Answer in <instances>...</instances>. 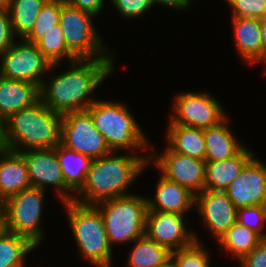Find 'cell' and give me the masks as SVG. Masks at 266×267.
<instances>
[{
	"label": "cell",
	"mask_w": 266,
	"mask_h": 267,
	"mask_svg": "<svg viewBox=\"0 0 266 267\" xmlns=\"http://www.w3.org/2000/svg\"><path fill=\"white\" fill-rule=\"evenodd\" d=\"M226 117L218 125L203 129L206 162L222 161L235 156L244 146L238 143L226 125Z\"/></svg>",
	"instance_id": "22"
},
{
	"label": "cell",
	"mask_w": 266,
	"mask_h": 267,
	"mask_svg": "<svg viewBox=\"0 0 266 267\" xmlns=\"http://www.w3.org/2000/svg\"><path fill=\"white\" fill-rule=\"evenodd\" d=\"M64 204L81 254L96 267H110L112 248L99 210L94 205H84L75 201Z\"/></svg>",
	"instance_id": "4"
},
{
	"label": "cell",
	"mask_w": 266,
	"mask_h": 267,
	"mask_svg": "<svg viewBox=\"0 0 266 267\" xmlns=\"http://www.w3.org/2000/svg\"><path fill=\"white\" fill-rule=\"evenodd\" d=\"M37 247L29 238L7 231L0 237V267L25 266L24 257Z\"/></svg>",
	"instance_id": "28"
},
{
	"label": "cell",
	"mask_w": 266,
	"mask_h": 267,
	"mask_svg": "<svg viewBox=\"0 0 266 267\" xmlns=\"http://www.w3.org/2000/svg\"><path fill=\"white\" fill-rule=\"evenodd\" d=\"M71 69L40 86V100L61 115L86 111L95 101L89 94L114 70L112 58L77 59ZM85 99V100H84Z\"/></svg>",
	"instance_id": "1"
},
{
	"label": "cell",
	"mask_w": 266,
	"mask_h": 267,
	"mask_svg": "<svg viewBox=\"0 0 266 267\" xmlns=\"http://www.w3.org/2000/svg\"><path fill=\"white\" fill-rule=\"evenodd\" d=\"M195 205L217 239L236 223L237 208L225 191L204 189L195 196Z\"/></svg>",
	"instance_id": "16"
},
{
	"label": "cell",
	"mask_w": 266,
	"mask_h": 267,
	"mask_svg": "<svg viewBox=\"0 0 266 267\" xmlns=\"http://www.w3.org/2000/svg\"><path fill=\"white\" fill-rule=\"evenodd\" d=\"M27 164L28 175L32 187L45 190V186L50 184L57 187V192L63 202L74 201L75 195L67 194L71 190L66 186L61 167L56 156V147L50 149H21ZM60 190H64L63 193Z\"/></svg>",
	"instance_id": "12"
},
{
	"label": "cell",
	"mask_w": 266,
	"mask_h": 267,
	"mask_svg": "<svg viewBox=\"0 0 266 267\" xmlns=\"http://www.w3.org/2000/svg\"><path fill=\"white\" fill-rule=\"evenodd\" d=\"M195 205V195L187 188L161 176L157 184L154 201L147 199V211L183 215Z\"/></svg>",
	"instance_id": "19"
},
{
	"label": "cell",
	"mask_w": 266,
	"mask_h": 267,
	"mask_svg": "<svg viewBox=\"0 0 266 267\" xmlns=\"http://www.w3.org/2000/svg\"><path fill=\"white\" fill-rule=\"evenodd\" d=\"M40 101V87L32 82L0 76V118L13 114Z\"/></svg>",
	"instance_id": "17"
},
{
	"label": "cell",
	"mask_w": 266,
	"mask_h": 267,
	"mask_svg": "<svg viewBox=\"0 0 266 267\" xmlns=\"http://www.w3.org/2000/svg\"><path fill=\"white\" fill-rule=\"evenodd\" d=\"M8 9H0V56L15 42Z\"/></svg>",
	"instance_id": "35"
},
{
	"label": "cell",
	"mask_w": 266,
	"mask_h": 267,
	"mask_svg": "<svg viewBox=\"0 0 266 267\" xmlns=\"http://www.w3.org/2000/svg\"><path fill=\"white\" fill-rule=\"evenodd\" d=\"M245 146L233 157L222 161L206 162L204 189L225 191L241 173L243 167L253 158Z\"/></svg>",
	"instance_id": "20"
},
{
	"label": "cell",
	"mask_w": 266,
	"mask_h": 267,
	"mask_svg": "<svg viewBox=\"0 0 266 267\" xmlns=\"http://www.w3.org/2000/svg\"><path fill=\"white\" fill-rule=\"evenodd\" d=\"M0 76L13 80H23L37 84L39 87L44 82L41 79L45 71L52 65L42 54L35 43L22 40L14 44L1 55Z\"/></svg>",
	"instance_id": "10"
},
{
	"label": "cell",
	"mask_w": 266,
	"mask_h": 267,
	"mask_svg": "<svg viewBox=\"0 0 266 267\" xmlns=\"http://www.w3.org/2000/svg\"><path fill=\"white\" fill-rule=\"evenodd\" d=\"M171 258L177 267H209V255L199 241L172 251Z\"/></svg>",
	"instance_id": "31"
},
{
	"label": "cell",
	"mask_w": 266,
	"mask_h": 267,
	"mask_svg": "<svg viewBox=\"0 0 266 267\" xmlns=\"http://www.w3.org/2000/svg\"><path fill=\"white\" fill-rule=\"evenodd\" d=\"M169 125L209 128L218 125L227 116L220 103L207 93H183L176 97ZM225 114V115H224Z\"/></svg>",
	"instance_id": "11"
},
{
	"label": "cell",
	"mask_w": 266,
	"mask_h": 267,
	"mask_svg": "<svg viewBox=\"0 0 266 267\" xmlns=\"http://www.w3.org/2000/svg\"><path fill=\"white\" fill-rule=\"evenodd\" d=\"M234 18H259L266 16V0H227Z\"/></svg>",
	"instance_id": "33"
},
{
	"label": "cell",
	"mask_w": 266,
	"mask_h": 267,
	"mask_svg": "<svg viewBox=\"0 0 266 267\" xmlns=\"http://www.w3.org/2000/svg\"><path fill=\"white\" fill-rule=\"evenodd\" d=\"M161 154L153 160L164 178L187 188L195 196L204 190L206 161L173 152L169 147Z\"/></svg>",
	"instance_id": "13"
},
{
	"label": "cell",
	"mask_w": 266,
	"mask_h": 267,
	"mask_svg": "<svg viewBox=\"0 0 266 267\" xmlns=\"http://www.w3.org/2000/svg\"><path fill=\"white\" fill-rule=\"evenodd\" d=\"M262 240L258 233L236 222L218 239V242L233 255V258L241 260Z\"/></svg>",
	"instance_id": "27"
},
{
	"label": "cell",
	"mask_w": 266,
	"mask_h": 267,
	"mask_svg": "<svg viewBox=\"0 0 266 267\" xmlns=\"http://www.w3.org/2000/svg\"><path fill=\"white\" fill-rule=\"evenodd\" d=\"M160 267H177L176 263L172 258L167 260L164 264H162Z\"/></svg>",
	"instance_id": "42"
},
{
	"label": "cell",
	"mask_w": 266,
	"mask_h": 267,
	"mask_svg": "<svg viewBox=\"0 0 266 267\" xmlns=\"http://www.w3.org/2000/svg\"><path fill=\"white\" fill-rule=\"evenodd\" d=\"M9 150L7 141H6V128L5 120L0 118V154Z\"/></svg>",
	"instance_id": "39"
},
{
	"label": "cell",
	"mask_w": 266,
	"mask_h": 267,
	"mask_svg": "<svg viewBox=\"0 0 266 267\" xmlns=\"http://www.w3.org/2000/svg\"><path fill=\"white\" fill-rule=\"evenodd\" d=\"M35 44L52 65H60L59 61L62 57L70 59V62L77 60L66 46L62 28L59 23L53 25L52 29L48 30Z\"/></svg>",
	"instance_id": "29"
},
{
	"label": "cell",
	"mask_w": 266,
	"mask_h": 267,
	"mask_svg": "<svg viewBox=\"0 0 266 267\" xmlns=\"http://www.w3.org/2000/svg\"><path fill=\"white\" fill-rule=\"evenodd\" d=\"M56 156L62 170L66 186L79 192L85 184L93 159L77 153L61 143L56 146Z\"/></svg>",
	"instance_id": "23"
},
{
	"label": "cell",
	"mask_w": 266,
	"mask_h": 267,
	"mask_svg": "<svg viewBox=\"0 0 266 267\" xmlns=\"http://www.w3.org/2000/svg\"><path fill=\"white\" fill-rule=\"evenodd\" d=\"M236 48L248 62H263V43L259 18H232Z\"/></svg>",
	"instance_id": "21"
},
{
	"label": "cell",
	"mask_w": 266,
	"mask_h": 267,
	"mask_svg": "<svg viewBox=\"0 0 266 267\" xmlns=\"http://www.w3.org/2000/svg\"><path fill=\"white\" fill-rule=\"evenodd\" d=\"M69 6L77 8L83 12L96 16L101 12L104 0H64Z\"/></svg>",
	"instance_id": "37"
},
{
	"label": "cell",
	"mask_w": 266,
	"mask_h": 267,
	"mask_svg": "<svg viewBox=\"0 0 266 267\" xmlns=\"http://www.w3.org/2000/svg\"><path fill=\"white\" fill-rule=\"evenodd\" d=\"M128 259L129 267H160L171 258V251L146 235L136 239Z\"/></svg>",
	"instance_id": "25"
},
{
	"label": "cell",
	"mask_w": 266,
	"mask_h": 267,
	"mask_svg": "<svg viewBox=\"0 0 266 267\" xmlns=\"http://www.w3.org/2000/svg\"><path fill=\"white\" fill-rule=\"evenodd\" d=\"M61 144L92 159L112 153L87 111L62 115Z\"/></svg>",
	"instance_id": "9"
},
{
	"label": "cell",
	"mask_w": 266,
	"mask_h": 267,
	"mask_svg": "<svg viewBox=\"0 0 266 267\" xmlns=\"http://www.w3.org/2000/svg\"><path fill=\"white\" fill-rule=\"evenodd\" d=\"M169 148L176 153L205 161L206 143L203 129L184 125H169Z\"/></svg>",
	"instance_id": "24"
},
{
	"label": "cell",
	"mask_w": 266,
	"mask_h": 267,
	"mask_svg": "<svg viewBox=\"0 0 266 267\" xmlns=\"http://www.w3.org/2000/svg\"><path fill=\"white\" fill-rule=\"evenodd\" d=\"M117 10L126 18L142 15L153 7L151 0H111Z\"/></svg>",
	"instance_id": "34"
},
{
	"label": "cell",
	"mask_w": 266,
	"mask_h": 267,
	"mask_svg": "<svg viewBox=\"0 0 266 267\" xmlns=\"http://www.w3.org/2000/svg\"><path fill=\"white\" fill-rule=\"evenodd\" d=\"M61 124L62 115L40 100L5 121L9 150L20 152L23 145L26 150L55 148L61 143Z\"/></svg>",
	"instance_id": "3"
},
{
	"label": "cell",
	"mask_w": 266,
	"mask_h": 267,
	"mask_svg": "<svg viewBox=\"0 0 266 267\" xmlns=\"http://www.w3.org/2000/svg\"><path fill=\"white\" fill-rule=\"evenodd\" d=\"M46 0H11L8 8L14 35L24 39L32 30Z\"/></svg>",
	"instance_id": "26"
},
{
	"label": "cell",
	"mask_w": 266,
	"mask_h": 267,
	"mask_svg": "<svg viewBox=\"0 0 266 267\" xmlns=\"http://www.w3.org/2000/svg\"><path fill=\"white\" fill-rule=\"evenodd\" d=\"M7 232L6 212L3 206L0 207V237Z\"/></svg>",
	"instance_id": "41"
},
{
	"label": "cell",
	"mask_w": 266,
	"mask_h": 267,
	"mask_svg": "<svg viewBox=\"0 0 266 267\" xmlns=\"http://www.w3.org/2000/svg\"><path fill=\"white\" fill-rule=\"evenodd\" d=\"M11 0H0V9H8L10 6Z\"/></svg>",
	"instance_id": "43"
},
{
	"label": "cell",
	"mask_w": 266,
	"mask_h": 267,
	"mask_svg": "<svg viewBox=\"0 0 266 267\" xmlns=\"http://www.w3.org/2000/svg\"><path fill=\"white\" fill-rule=\"evenodd\" d=\"M261 38L263 43V62H266V16L260 19Z\"/></svg>",
	"instance_id": "40"
},
{
	"label": "cell",
	"mask_w": 266,
	"mask_h": 267,
	"mask_svg": "<svg viewBox=\"0 0 266 267\" xmlns=\"http://www.w3.org/2000/svg\"><path fill=\"white\" fill-rule=\"evenodd\" d=\"M92 15L64 3L59 24L68 50L77 59L111 58L92 24Z\"/></svg>",
	"instance_id": "7"
},
{
	"label": "cell",
	"mask_w": 266,
	"mask_h": 267,
	"mask_svg": "<svg viewBox=\"0 0 266 267\" xmlns=\"http://www.w3.org/2000/svg\"><path fill=\"white\" fill-rule=\"evenodd\" d=\"M110 154L93 159L85 184L79 191L84 198L75 197V202L95 205L106 199L129 195L125 190L146 164L154 158V155L151 157H140L139 155L113 157Z\"/></svg>",
	"instance_id": "2"
},
{
	"label": "cell",
	"mask_w": 266,
	"mask_h": 267,
	"mask_svg": "<svg viewBox=\"0 0 266 267\" xmlns=\"http://www.w3.org/2000/svg\"><path fill=\"white\" fill-rule=\"evenodd\" d=\"M29 187L31 182L23 155L12 150L0 154V202Z\"/></svg>",
	"instance_id": "18"
},
{
	"label": "cell",
	"mask_w": 266,
	"mask_h": 267,
	"mask_svg": "<svg viewBox=\"0 0 266 267\" xmlns=\"http://www.w3.org/2000/svg\"><path fill=\"white\" fill-rule=\"evenodd\" d=\"M44 192L31 186L2 203L6 212L7 231L25 236L37 246L43 236L39 221Z\"/></svg>",
	"instance_id": "8"
},
{
	"label": "cell",
	"mask_w": 266,
	"mask_h": 267,
	"mask_svg": "<svg viewBox=\"0 0 266 267\" xmlns=\"http://www.w3.org/2000/svg\"><path fill=\"white\" fill-rule=\"evenodd\" d=\"M152 4L156 3L162 4L167 7L177 8V9H185L188 8L191 2L189 0H151Z\"/></svg>",
	"instance_id": "38"
},
{
	"label": "cell",
	"mask_w": 266,
	"mask_h": 267,
	"mask_svg": "<svg viewBox=\"0 0 266 267\" xmlns=\"http://www.w3.org/2000/svg\"><path fill=\"white\" fill-rule=\"evenodd\" d=\"M242 267H266V239H263L241 260Z\"/></svg>",
	"instance_id": "36"
},
{
	"label": "cell",
	"mask_w": 266,
	"mask_h": 267,
	"mask_svg": "<svg viewBox=\"0 0 266 267\" xmlns=\"http://www.w3.org/2000/svg\"><path fill=\"white\" fill-rule=\"evenodd\" d=\"M7 267H24V266H7Z\"/></svg>",
	"instance_id": "44"
},
{
	"label": "cell",
	"mask_w": 266,
	"mask_h": 267,
	"mask_svg": "<svg viewBox=\"0 0 266 267\" xmlns=\"http://www.w3.org/2000/svg\"><path fill=\"white\" fill-rule=\"evenodd\" d=\"M225 193L236 208L266 205V166L253 157Z\"/></svg>",
	"instance_id": "15"
},
{
	"label": "cell",
	"mask_w": 266,
	"mask_h": 267,
	"mask_svg": "<svg viewBox=\"0 0 266 267\" xmlns=\"http://www.w3.org/2000/svg\"><path fill=\"white\" fill-rule=\"evenodd\" d=\"M236 222L258 233L263 239H266V234L262 232L266 222V205L237 208Z\"/></svg>",
	"instance_id": "32"
},
{
	"label": "cell",
	"mask_w": 266,
	"mask_h": 267,
	"mask_svg": "<svg viewBox=\"0 0 266 267\" xmlns=\"http://www.w3.org/2000/svg\"><path fill=\"white\" fill-rule=\"evenodd\" d=\"M183 220L181 214L147 211L145 235L171 252L190 246L198 239L193 231L187 232Z\"/></svg>",
	"instance_id": "14"
},
{
	"label": "cell",
	"mask_w": 266,
	"mask_h": 267,
	"mask_svg": "<svg viewBox=\"0 0 266 267\" xmlns=\"http://www.w3.org/2000/svg\"><path fill=\"white\" fill-rule=\"evenodd\" d=\"M94 206L103 218L110 246L133 242L145 235L147 198L129 194L100 201Z\"/></svg>",
	"instance_id": "5"
},
{
	"label": "cell",
	"mask_w": 266,
	"mask_h": 267,
	"mask_svg": "<svg viewBox=\"0 0 266 267\" xmlns=\"http://www.w3.org/2000/svg\"><path fill=\"white\" fill-rule=\"evenodd\" d=\"M86 111L113 153L133 147L145 150L148 146L140 127L123 104L95 100Z\"/></svg>",
	"instance_id": "6"
},
{
	"label": "cell",
	"mask_w": 266,
	"mask_h": 267,
	"mask_svg": "<svg viewBox=\"0 0 266 267\" xmlns=\"http://www.w3.org/2000/svg\"><path fill=\"white\" fill-rule=\"evenodd\" d=\"M64 0H46L43 4L31 32L24 38L25 41L35 43L44 36L52 26L59 23L61 7Z\"/></svg>",
	"instance_id": "30"
}]
</instances>
